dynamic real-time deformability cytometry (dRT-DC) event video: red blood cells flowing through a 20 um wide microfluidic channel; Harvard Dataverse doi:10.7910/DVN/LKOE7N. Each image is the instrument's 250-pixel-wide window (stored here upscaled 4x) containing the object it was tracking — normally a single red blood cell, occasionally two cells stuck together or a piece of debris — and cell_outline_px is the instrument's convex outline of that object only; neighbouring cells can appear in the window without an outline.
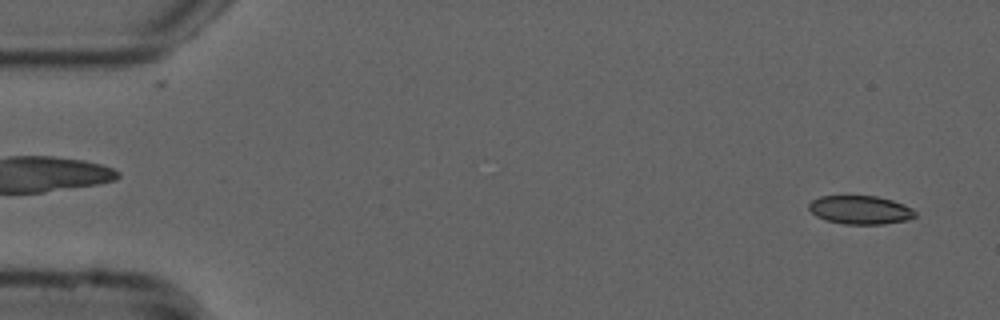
{"species": "common noctule bat (a hibernating species)", "species_latin": "Nyctalus noctula", "temperature_condition": "cold", "stored_images_in_passage": 53, "camera_frame_rate_fps": 3000, "um_per_image_px": 0.085, "animal": {"sex": "male", "forearm_length_mm": 52.5}, "frame": {"image": 1, "passage_image": 2, "time_ms": 0.333, "image_size_px": [1000, 320], "cell_outline_px": [[916, 216], [908, 220], [884, 224], [844, 224], [824, 220], [816, 216], [808, 208], [808, 204], [812, 200], [820, 196], [876, 196], [892, 200], [904, 204], [912, 208], [916, 212]], "centroid_in_image_um": [73.13, 17.84], "position_along_channel_um": 11.9, "area_um2": 17.8}}
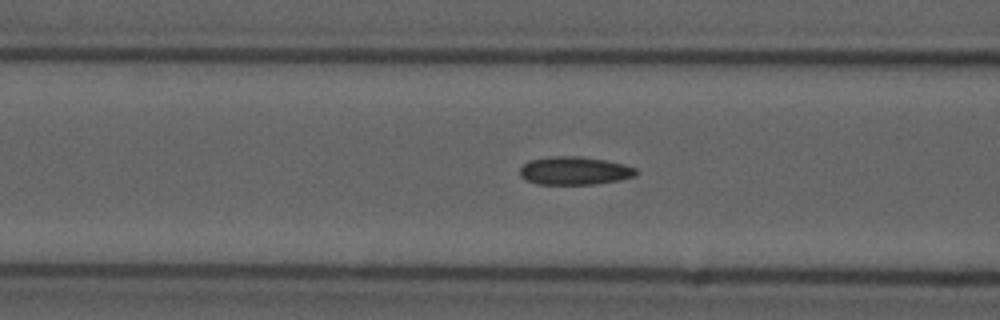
{"frame": {"image": 2, "passage_image": 20, "time_ms": 6.333, "image_size_px": [1000, 320], "cell_outline_px": [[636, 176], [596, 184], [536, 184], [524, 180], [520, 176], [520, 168], [528, 160], [552, 156], [580, 156], [604, 160], [624, 164], [636, 168]], "centroid_in_image_um": [48.79, 14.51], "position_along_channel_um": 117.8, "area_um2": 19.07}}
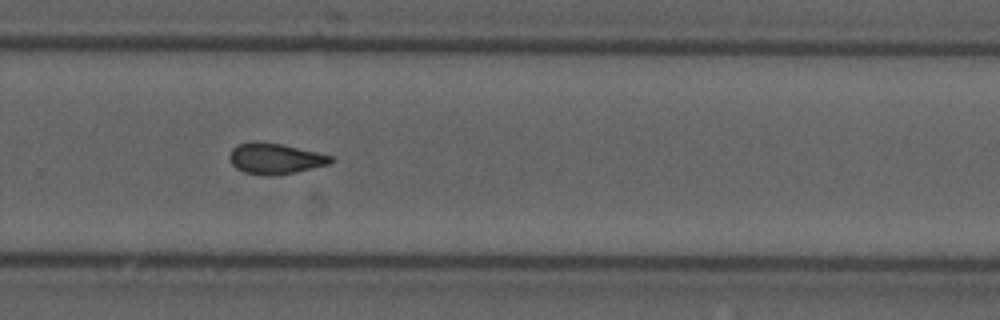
{"frame": {"image": 3, "passage_image": 35, "time_ms": 11.333, "image_size_px": [1000, 320], "cell_outline_px": [[336, 160], [328, 164], [296, 172], [276, 176], [264, 176], [244, 172], [236, 168], [232, 164], [228, 156], [232, 148], [236, 144], [252, 140], [260, 140], [280, 144], [316, 152], [332, 156]], "centroid_in_image_um": [23.33, 13.47], "position_along_channel_um": 306.5, "area_um2": 18.5}, "authors_computed_cell_mechanics": {"area_um2": 18.207, "velocity_mm_per_s": 3.7813, "shape_relaxation_time_tau1_ms": null, "shape_relaxation_time_tau2_ms": 2.4638, "deformation_change_tau1": null, "deformation_change_tau2": 0.0852}}